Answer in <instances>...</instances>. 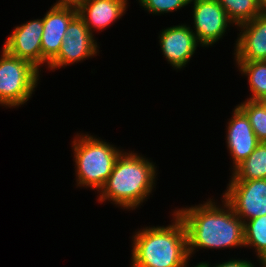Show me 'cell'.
Returning <instances> with one entry per match:
<instances>
[{
	"mask_svg": "<svg viewBox=\"0 0 266 267\" xmlns=\"http://www.w3.org/2000/svg\"><path fill=\"white\" fill-rule=\"evenodd\" d=\"M43 18L28 21L15 27L4 42L3 49L12 56L32 63L40 70L42 65L41 39Z\"/></svg>",
	"mask_w": 266,
	"mask_h": 267,
	"instance_id": "9",
	"label": "cell"
},
{
	"mask_svg": "<svg viewBox=\"0 0 266 267\" xmlns=\"http://www.w3.org/2000/svg\"><path fill=\"white\" fill-rule=\"evenodd\" d=\"M260 11L262 15L266 16V0H260Z\"/></svg>",
	"mask_w": 266,
	"mask_h": 267,
	"instance_id": "23",
	"label": "cell"
},
{
	"mask_svg": "<svg viewBox=\"0 0 266 267\" xmlns=\"http://www.w3.org/2000/svg\"><path fill=\"white\" fill-rule=\"evenodd\" d=\"M72 144L77 185L99 193L123 151L89 134L76 135Z\"/></svg>",
	"mask_w": 266,
	"mask_h": 267,
	"instance_id": "4",
	"label": "cell"
},
{
	"mask_svg": "<svg viewBox=\"0 0 266 267\" xmlns=\"http://www.w3.org/2000/svg\"><path fill=\"white\" fill-rule=\"evenodd\" d=\"M241 32L235 46V61H266V16L238 25Z\"/></svg>",
	"mask_w": 266,
	"mask_h": 267,
	"instance_id": "13",
	"label": "cell"
},
{
	"mask_svg": "<svg viewBox=\"0 0 266 267\" xmlns=\"http://www.w3.org/2000/svg\"><path fill=\"white\" fill-rule=\"evenodd\" d=\"M192 2L195 36L200 46H212L233 22L217 0H190L189 4Z\"/></svg>",
	"mask_w": 266,
	"mask_h": 267,
	"instance_id": "8",
	"label": "cell"
},
{
	"mask_svg": "<svg viewBox=\"0 0 266 267\" xmlns=\"http://www.w3.org/2000/svg\"><path fill=\"white\" fill-rule=\"evenodd\" d=\"M258 102L264 107V109L266 111V98L260 99V100H258Z\"/></svg>",
	"mask_w": 266,
	"mask_h": 267,
	"instance_id": "24",
	"label": "cell"
},
{
	"mask_svg": "<svg viewBox=\"0 0 266 267\" xmlns=\"http://www.w3.org/2000/svg\"><path fill=\"white\" fill-rule=\"evenodd\" d=\"M260 261V265L262 266V267H266V258H264V259H262V260H259Z\"/></svg>",
	"mask_w": 266,
	"mask_h": 267,
	"instance_id": "25",
	"label": "cell"
},
{
	"mask_svg": "<svg viewBox=\"0 0 266 267\" xmlns=\"http://www.w3.org/2000/svg\"><path fill=\"white\" fill-rule=\"evenodd\" d=\"M188 25H177L163 29L159 35L161 50L168 63L181 69L190 61L200 44Z\"/></svg>",
	"mask_w": 266,
	"mask_h": 267,
	"instance_id": "11",
	"label": "cell"
},
{
	"mask_svg": "<svg viewBox=\"0 0 266 267\" xmlns=\"http://www.w3.org/2000/svg\"><path fill=\"white\" fill-rule=\"evenodd\" d=\"M244 245L254 247L259 260L266 258V215L244 222Z\"/></svg>",
	"mask_w": 266,
	"mask_h": 267,
	"instance_id": "18",
	"label": "cell"
},
{
	"mask_svg": "<svg viewBox=\"0 0 266 267\" xmlns=\"http://www.w3.org/2000/svg\"><path fill=\"white\" fill-rule=\"evenodd\" d=\"M227 149L233 160V170L242 163L257 147V139L246 114L236 106L228 122L226 135Z\"/></svg>",
	"mask_w": 266,
	"mask_h": 267,
	"instance_id": "12",
	"label": "cell"
},
{
	"mask_svg": "<svg viewBox=\"0 0 266 267\" xmlns=\"http://www.w3.org/2000/svg\"><path fill=\"white\" fill-rule=\"evenodd\" d=\"M222 203L220 207L210 199L174 211L185 225L189 257L196 248L245 247L243 221L224 199Z\"/></svg>",
	"mask_w": 266,
	"mask_h": 267,
	"instance_id": "1",
	"label": "cell"
},
{
	"mask_svg": "<svg viewBox=\"0 0 266 267\" xmlns=\"http://www.w3.org/2000/svg\"><path fill=\"white\" fill-rule=\"evenodd\" d=\"M194 267H211L209 263L205 262H201L199 264H197ZM213 267H255L254 264H252L250 261H246V260H239V259H231L227 262H223L220 264H216Z\"/></svg>",
	"mask_w": 266,
	"mask_h": 267,
	"instance_id": "21",
	"label": "cell"
},
{
	"mask_svg": "<svg viewBox=\"0 0 266 267\" xmlns=\"http://www.w3.org/2000/svg\"><path fill=\"white\" fill-rule=\"evenodd\" d=\"M139 3L150 13L164 14L187 6L190 0H139Z\"/></svg>",
	"mask_w": 266,
	"mask_h": 267,
	"instance_id": "20",
	"label": "cell"
},
{
	"mask_svg": "<svg viewBox=\"0 0 266 267\" xmlns=\"http://www.w3.org/2000/svg\"><path fill=\"white\" fill-rule=\"evenodd\" d=\"M39 69L32 63L12 56L2 49L0 57V105H23L33 94L39 80Z\"/></svg>",
	"mask_w": 266,
	"mask_h": 267,
	"instance_id": "5",
	"label": "cell"
},
{
	"mask_svg": "<svg viewBox=\"0 0 266 267\" xmlns=\"http://www.w3.org/2000/svg\"><path fill=\"white\" fill-rule=\"evenodd\" d=\"M127 2L128 0H81L77 7L78 15L93 34L96 29L103 30L120 19L126 12Z\"/></svg>",
	"mask_w": 266,
	"mask_h": 267,
	"instance_id": "14",
	"label": "cell"
},
{
	"mask_svg": "<svg viewBox=\"0 0 266 267\" xmlns=\"http://www.w3.org/2000/svg\"><path fill=\"white\" fill-rule=\"evenodd\" d=\"M81 0H58L54 6H72L77 8Z\"/></svg>",
	"mask_w": 266,
	"mask_h": 267,
	"instance_id": "22",
	"label": "cell"
},
{
	"mask_svg": "<svg viewBox=\"0 0 266 267\" xmlns=\"http://www.w3.org/2000/svg\"><path fill=\"white\" fill-rule=\"evenodd\" d=\"M232 171L230 181L266 179V142H260L256 149Z\"/></svg>",
	"mask_w": 266,
	"mask_h": 267,
	"instance_id": "15",
	"label": "cell"
},
{
	"mask_svg": "<svg viewBox=\"0 0 266 267\" xmlns=\"http://www.w3.org/2000/svg\"><path fill=\"white\" fill-rule=\"evenodd\" d=\"M234 25L253 20L261 14L260 0H217Z\"/></svg>",
	"mask_w": 266,
	"mask_h": 267,
	"instance_id": "17",
	"label": "cell"
},
{
	"mask_svg": "<svg viewBox=\"0 0 266 267\" xmlns=\"http://www.w3.org/2000/svg\"><path fill=\"white\" fill-rule=\"evenodd\" d=\"M222 195L243 221L266 215V179L230 181Z\"/></svg>",
	"mask_w": 266,
	"mask_h": 267,
	"instance_id": "6",
	"label": "cell"
},
{
	"mask_svg": "<svg viewBox=\"0 0 266 267\" xmlns=\"http://www.w3.org/2000/svg\"><path fill=\"white\" fill-rule=\"evenodd\" d=\"M122 152L105 185L100 189L98 201H112L124 209H135L149 197L155 185L156 167L141 155Z\"/></svg>",
	"mask_w": 266,
	"mask_h": 267,
	"instance_id": "3",
	"label": "cell"
},
{
	"mask_svg": "<svg viewBox=\"0 0 266 267\" xmlns=\"http://www.w3.org/2000/svg\"><path fill=\"white\" fill-rule=\"evenodd\" d=\"M78 14L72 6H51L43 17V34L41 39L42 64L49 63L58 55L63 37L66 35L70 21Z\"/></svg>",
	"mask_w": 266,
	"mask_h": 267,
	"instance_id": "10",
	"label": "cell"
},
{
	"mask_svg": "<svg viewBox=\"0 0 266 267\" xmlns=\"http://www.w3.org/2000/svg\"><path fill=\"white\" fill-rule=\"evenodd\" d=\"M248 117L260 142H266V111L258 101L246 100L237 105Z\"/></svg>",
	"mask_w": 266,
	"mask_h": 267,
	"instance_id": "19",
	"label": "cell"
},
{
	"mask_svg": "<svg viewBox=\"0 0 266 267\" xmlns=\"http://www.w3.org/2000/svg\"><path fill=\"white\" fill-rule=\"evenodd\" d=\"M236 64L241 74L248 76L252 95L247 100L266 98V61H236Z\"/></svg>",
	"mask_w": 266,
	"mask_h": 267,
	"instance_id": "16",
	"label": "cell"
},
{
	"mask_svg": "<svg viewBox=\"0 0 266 267\" xmlns=\"http://www.w3.org/2000/svg\"><path fill=\"white\" fill-rule=\"evenodd\" d=\"M65 32L58 55L48 65L50 70L83 61L99 51L94 35L78 14L70 21Z\"/></svg>",
	"mask_w": 266,
	"mask_h": 267,
	"instance_id": "7",
	"label": "cell"
},
{
	"mask_svg": "<svg viewBox=\"0 0 266 267\" xmlns=\"http://www.w3.org/2000/svg\"><path fill=\"white\" fill-rule=\"evenodd\" d=\"M168 226L146 227L135 232L131 267H187L190 260L183 221L174 212Z\"/></svg>",
	"mask_w": 266,
	"mask_h": 267,
	"instance_id": "2",
	"label": "cell"
}]
</instances>
